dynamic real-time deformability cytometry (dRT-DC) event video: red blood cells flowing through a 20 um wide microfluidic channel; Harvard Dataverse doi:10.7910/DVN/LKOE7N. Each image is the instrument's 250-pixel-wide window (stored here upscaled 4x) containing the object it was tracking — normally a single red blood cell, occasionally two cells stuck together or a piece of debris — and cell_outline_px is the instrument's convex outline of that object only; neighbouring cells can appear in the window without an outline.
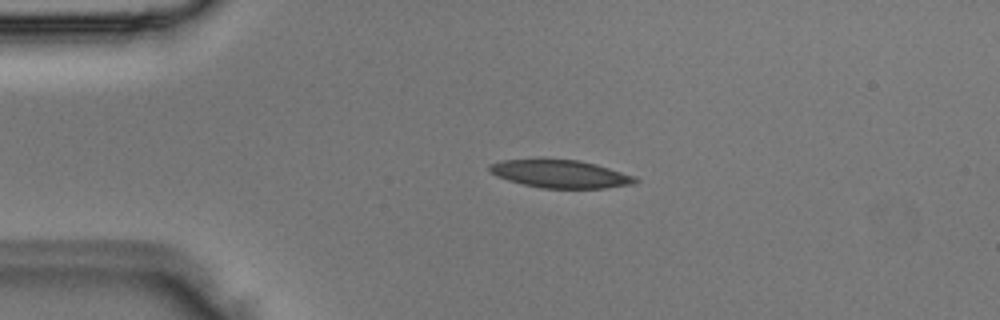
{"species": "Egyptian fruit bat (a non-hibernating species)", "species_latin": "Rousettus aegyptiacus", "temperature_condition": "room temperature", "stored_images_in_passage": 4, "camera_frame_rate_fps": 3000, "um_per_image_px": 0.085, "animal": {"sex": "male"}, "frame": {"image": 1, "passage_image": 3, "time_ms": 0.667, "image_size_px": [1000, 320], "cell_outline_px": [[640, 180], [636, 184], [604, 188], [544, 188], [524, 184], [508, 180], [496, 176], [488, 172], [488, 164], [500, 160], [540, 156], [544, 156], [580, 160], [596, 164], [636, 176]], "centroid_in_image_um": [47.57, 14.72], "position_along_channel_um": 37.4, "area_um2": 24.85}}